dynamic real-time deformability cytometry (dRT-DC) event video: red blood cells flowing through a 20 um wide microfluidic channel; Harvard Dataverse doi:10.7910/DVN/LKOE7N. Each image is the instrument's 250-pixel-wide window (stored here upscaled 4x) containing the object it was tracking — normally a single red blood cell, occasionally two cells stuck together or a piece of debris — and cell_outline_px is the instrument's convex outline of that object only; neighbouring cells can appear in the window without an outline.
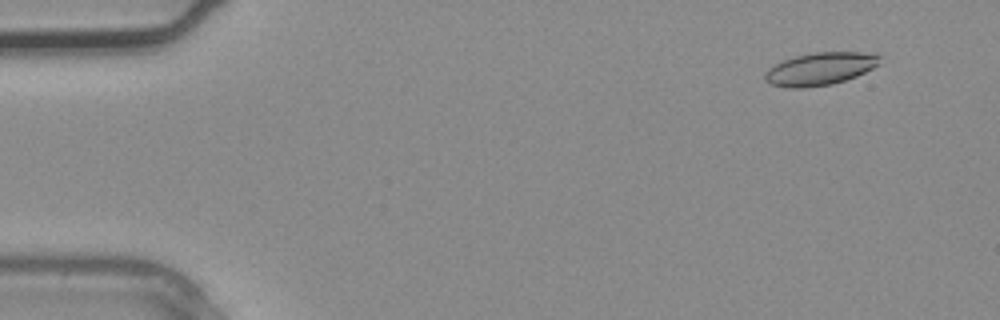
{"species": "common noctule bat (a hibernating species)", "species_latin": "Nyctalus noctula", "temperature_condition": "warm", "stored_images_in_passage": 3, "camera_frame_rate_fps": 3000, "um_per_image_px": 0.085, "animal": {"sex": "male", "body_mass_g": 20.4}, "frame": {"image": 1, "passage_image": 1, "time_ms": 0.0, "image_size_px": [1000, 320], "cell_outline_px": [[884, 56], [880, 64], [856, 76], [832, 84], [804, 88], [788, 88], [768, 84], [764, 80], [764, 72], [768, 68], [792, 56], [816, 52], [880, 52]], "centroid_in_image_um": [69.74, 5.83], "position_along_channel_um": 15.3, "area_um2": 22.37}}